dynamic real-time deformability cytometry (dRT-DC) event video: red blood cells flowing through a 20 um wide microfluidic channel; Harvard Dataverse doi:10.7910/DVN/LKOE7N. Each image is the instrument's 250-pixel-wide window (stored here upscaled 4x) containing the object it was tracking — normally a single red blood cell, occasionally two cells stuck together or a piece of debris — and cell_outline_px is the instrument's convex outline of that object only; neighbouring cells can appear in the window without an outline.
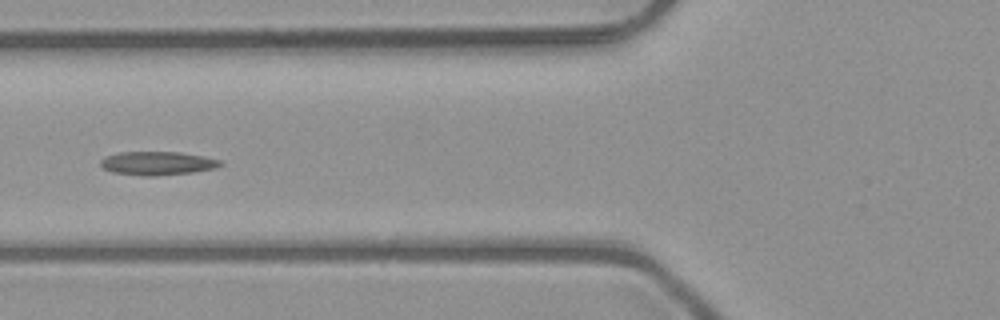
{"species": "common noctule bat (a hibernating species)", "species_latin": "Nyctalus noctula", "temperature_condition": "room temperature", "stored_images_in_passage": 6, "camera_frame_rate_fps": 3000, "um_per_image_px": 0.085, "animal": {"sex": "male", "body_mass_g": 23.1, "forearm_length_mm": 52.7}, "frame": {"image": 1, "passage_image": 6, "time_ms": 1.667, "image_size_px": [1000, 320], "cell_outline_px": [[224, 164], [216, 168], [192, 172], [156, 176], [144, 176], [112, 172], [104, 168], [100, 164], [100, 160], [104, 156], [120, 152], [180, 152], [204, 156], [220, 160]], "centroid_in_image_um": [13.38, 13.87], "position_along_channel_um": 112.4, "area_um2": 16.53}}